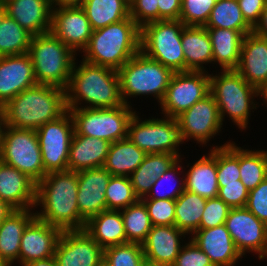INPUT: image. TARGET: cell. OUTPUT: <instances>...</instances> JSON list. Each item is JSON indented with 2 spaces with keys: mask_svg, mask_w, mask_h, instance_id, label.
<instances>
[{
  "mask_svg": "<svg viewBox=\"0 0 267 266\" xmlns=\"http://www.w3.org/2000/svg\"><path fill=\"white\" fill-rule=\"evenodd\" d=\"M78 172L65 170L49 172L36 184V218L66 230H83L86 220L79 214L77 204Z\"/></svg>",
  "mask_w": 267,
  "mask_h": 266,
  "instance_id": "1",
  "label": "cell"
},
{
  "mask_svg": "<svg viewBox=\"0 0 267 266\" xmlns=\"http://www.w3.org/2000/svg\"><path fill=\"white\" fill-rule=\"evenodd\" d=\"M74 63L68 86L65 89L66 107L113 108L123 105L118 71L95 65L82 59ZM82 101V102H81Z\"/></svg>",
  "mask_w": 267,
  "mask_h": 266,
  "instance_id": "2",
  "label": "cell"
},
{
  "mask_svg": "<svg viewBox=\"0 0 267 266\" xmlns=\"http://www.w3.org/2000/svg\"><path fill=\"white\" fill-rule=\"evenodd\" d=\"M1 108L5 126L37 130L67 111L65 90L37 83L16 95Z\"/></svg>",
  "mask_w": 267,
  "mask_h": 266,
  "instance_id": "3",
  "label": "cell"
},
{
  "mask_svg": "<svg viewBox=\"0 0 267 266\" xmlns=\"http://www.w3.org/2000/svg\"><path fill=\"white\" fill-rule=\"evenodd\" d=\"M141 28L128 17L94 30L82 51L86 62L119 70L140 51Z\"/></svg>",
  "mask_w": 267,
  "mask_h": 266,
  "instance_id": "4",
  "label": "cell"
},
{
  "mask_svg": "<svg viewBox=\"0 0 267 266\" xmlns=\"http://www.w3.org/2000/svg\"><path fill=\"white\" fill-rule=\"evenodd\" d=\"M210 93L214 97L221 122L224 117L232 120L242 131L247 129L251 110L256 109L254 97L263 94L250 85L236 70H221L216 75L209 74Z\"/></svg>",
  "mask_w": 267,
  "mask_h": 266,
  "instance_id": "5",
  "label": "cell"
},
{
  "mask_svg": "<svg viewBox=\"0 0 267 266\" xmlns=\"http://www.w3.org/2000/svg\"><path fill=\"white\" fill-rule=\"evenodd\" d=\"M33 62L36 82L66 89L76 60L71 48L51 31L35 35L28 52Z\"/></svg>",
  "mask_w": 267,
  "mask_h": 266,
  "instance_id": "6",
  "label": "cell"
},
{
  "mask_svg": "<svg viewBox=\"0 0 267 266\" xmlns=\"http://www.w3.org/2000/svg\"><path fill=\"white\" fill-rule=\"evenodd\" d=\"M173 74L171 69L139 51L118 70L123 103L131 106L129 97L153 94L160 104Z\"/></svg>",
  "mask_w": 267,
  "mask_h": 266,
  "instance_id": "7",
  "label": "cell"
},
{
  "mask_svg": "<svg viewBox=\"0 0 267 266\" xmlns=\"http://www.w3.org/2000/svg\"><path fill=\"white\" fill-rule=\"evenodd\" d=\"M78 135L99 138L109 143L127 138L130 120L136 113L123 104L113 108H67Z\"/></svg>",
  "mask_w": 267,
  "mask_h": 266,
  "instance_id": "8",
  "label": "cell"
},
{
  "mask_svg": "<svg viewBox=\"0 0 267 266\" xmlns=\"http://www.w3.org/2000/svg\"><path fill=\"white\" fill-rule=\"evenodd\" d=\"M185 25L180 20H160L141 28L140 51L173 72L185 71L181 34Z\"/></svg>",
  "mask_w": 267,
  "mask_h": 266,
  "instance_id": "9",
  "label": "cell"
},
{
  "mask_svg": "<svg viewBox=\"0 0 267 266\" xmlns=\"http://www.w3.org/2000/svg\"><path fill=\"white\" fill-rule=\"evenodd\" d=\"M0 160L26 174L36 184L47 174L44 170L36 130L3 125Z\"/></svg>",
  "mask_w": 267,
  "mask_h": 266,
  "instance_id": "10",
  "label": "cell"
},
{
  "mask_svg": "<svg viewBox=\"0 0 267 266\" xmlns=\"http://www.w3.org/2000/svg\"><path fill=\"white\" fill-rule=\"evenodd\" d=\"M127 137L146 153H169L182 157L179 145L185 140L176 118L164 116L142 121L135 113L130 120Z\"/></svg>",
  "mask_w": 267,
  "mask_h": 266,
  "instance_id": "11",
  "label": "cell"
},
{
  "mask_svg": "<svg viewBox=\"0 0 267 266\" xmlns=\"http://www.w3.org/2000/svg\"><path fill=\"white\" fill-rule=\"evenodd\" d=\"M46 173L68 170L70 143L74 122L67 110L62 116L36 130Z\"/></svg>",
  "mask_w": 267,
  "mask_h": 266,
  "instance_id": "12",
  "label": "cell"
},
{
  "mask_svg": "<svg viewBox=\"0 0 267 266\" xmlns=\"http://www.w3.org/2000/svg\"><path fill=\"white\" fill-rule=\"evenodd\" d=\"M209 93L208 72H174L166 94L159 105L164 116L176 118Z\"/></svg>",
  "mask_w": 267,
  "mask_h": 266,
  "instance_id": "13",
  "label": "cell"
},
{
  "mask_svg": "<svg viewBox=\"0 0 267 266\" xmlns=\"http://www.w3.org/2000/svg\"><path fill=\"white\" fill-rule=\"evenodd\" d=\"M227 231L242 256L258 254L259 260L267 250V225L246 207L231 208L225 221Z\"/></svg>",
  "mask_w": 267,
  "mask_h": 266,
  "instance_id": "14",
  "label": "cell"
},
{
  "mask_svg": "<svg viewBox=\"0 0 267 266\" xmlns=\"http://www.w3.org/2000/svg\"><path fill=\"white\" fill-rule=\"evenodd\" d=\"M184 140L194 139L203 146L221 131L222 122L217 103L209 93L176 117Z\"/></svg>",
  "mask_w": 267,
  "mask_h": 266,
  "instance_id": "15",
  "label": "cell"
},
{
  "mask_svg": "<svg viewBox=\"0 0 267 266\" xmlns=\"http://www.w3.org/2000/svg\"><path fill=\"white\" fill-rule=\"evenodd\" d=\"M54 257L58 266H96L104 249L83 229L62 231Z\"/></svg>",
  "mask_w": 267,
  "mask_h": 266,
  "instance_id": "16",
  "label": "cell"
},
{
  "mask_svg": "<svg viewBox=\"0 0 267 266\" xmlns=\"http://www.w3.org/2000/svg\"><path fill=\"white\" fill-rule=\"evenodd\" d=\"M50 31L75 53L87 47L93 32L81 6L52 8Z\"/></svg>",
  "mask_w": 267,
  "mask_h": 266,
  "instance_id": "17",
  "label": "cell"
},
{
  "mask_svg": "<svg viewBox=\"0 0 267 266\" xmlns=\"http://www.w3.org/2000/svg\"><path fill=\"white\" fill-rule=\"evenodd\" d=\"M36 84L29 53L0 56V107Z\"/></svg>",
  "mask_w": 267,
  "mask_h": 266,
  "instance_id": "18",
  "label": "cell"
},
{
  "mask_svg": "<svg viewBox=\"0 0 267 266\" xmlns=\"http://www.w3.org/2000/svg\"><path fill=\"white\" fill-rule=\"evenodd\" d=\"M111 176L104 167L78 172L77 204L86 221L107 210L105 193Z\"/></svg>",
  "mask_w": 267,
  "mask_h": 266,
  "instance_id": "19",
  "label": "cell"
},
{
  "mask_svg": "<svg viewBox=\"0 0 267 266\" xmlns=\"http://www.w3.org/2000/svg\"><path fill=\"white\" fill-rule=\"evenodd\" d=\"M62 230L38 218H34L24 229L19 252V264L54 256Z\"/></svg>",
  "mask_w": 267,
  "mask_h": 266,
  "instance_id": "20",
  "label": "cell"
},
{
  "mask_svg": "<svg viewBox=\"0 0 267 266\" xmlns=\"http://www.w3.org/2000/svg\"><path fill=\"white\" fill-rule=\"evenodd\" d=\"M235 70L264 94L267 90V39L254 32L245 35Z\"/></svg>",
  "mask_w": 267,
  "mask_h": 266,
  "instance_id": "21",
  "label": "cell"
},
{
  "mask_svg": "<svg viewBox=\"0 0 267 266\" xmlns=\"http://www.w3.org/2000/svg\"><path fill=\"white\" fill-rule=\"evenodd\" d=\"M186 233L176 226H152L146 240L142 243L145 261L147 264L171 266L181 250L182 237ZM181 239V241H180Z\"/></svg>",
  "mask_w": 267,
  "mask_h": 266,
  "instance_id": "22",
  "label": "cell"
},
{
  "mask_svg": "<svg viewBox=\"0 0 267 266\" xmlns=\"http://www.w3.org/2000/svg\"><path fill=\"white\" fill-rule=\"evenodd\" d=\"M211 260L214 266H235L243 257L235 246L226 225L198 229L190 236Z\"/></svg>",
  "mask_w": 267,
  "mask_h": 266,
  "instance_id": "23",
  "label": "cell"
},
{
  "mask_svg": "<svg viewBox=\"0 0 267 266\" xmlns=\"http://www.w3.org/2000/svg\"><path fill=\"white\" fill-rule=\"evenodd\" d=\"M0 200L14 209H34L36 183L18 169L0 160Z\"/></svg>",
  "mask_w": 267,
  "mask_h": 266,
  "instance_id": "24",
  "label": "cell"
},
{
  "mask_svg": "<svg viewBox=\"0 0 267 266\" xmlns=\"http://www.w3.org/2000/svg\"><path fill=\"white\" fill-rule=\"evenodd\" d=\"M5 7L7 14L33 36L50 32V0H12Z\"/></svg>",
  "mask_w": 267,
  "mask_h": 266,
  "instance_id": "25",
  "label": "cell"
},
{
  "mask_svg": "<svg viewBox=\"0 0 267 266\" xmlns=\"http://www.w3.org/2000/svg\"><path fill=\"white\" fill-rule=\"evenodd\" d=\"M110 143L74 132L69 150L68 170L80 172L103 167Z\"/></svg>",
  "mask_w": 267,
  "mask_h": 266,
  "instance_id": "26",
  "label": "cell"
},
{
  "mask_svg": "<svg viewBox=\"0 0 267 266\" xmlns=\"http://www.w3.org/2000/svg\"><path fill=\"white\" fill-rule=\"evenodd\" d=\"M30 209L13 210L0 225V260L19 263L21 238L24 229L36 217Z\"/></svg>",
  "mask_w": 267,
  "mask_h": 266,
  "instance_id": "27",
  "label": "cell"
},
{
  "mask_svg": "<svg viewBox=\"0 0 267 266\" xmlns=\"http://www.w3.org/2000/svg\"><path fill=\"white\" fill-rule=\"evenodd\" d=\"M185 190L205 199L218 196L217 147H212L208 155H203L185 172Z\"/></svg>",
  "mask_w": 267,
  "mask_h": 266,
  "instance_id": "28",
  "label": "cell"
},
{
  "mask_svg": "<svg viewBox=\"0 0 267 266\" xmlns=\"http://www.w3.org/2000/svg\"><path fill=\"white\" fill-rule=\"evenodd\" d=\"M185 71H204L203 64L213 63L210 36L204 26H185L181 34Z\"/></svg>",
  "mask_w": 267,
  "mask_h": 266,
  "instance_id": "29",
  "label": "cell"
},
{
  "mask_svg": "<svg viewBox=\"0 0 267 266\" xmlns=\"http://www.w3.org/2000/svg\"><path fill=\"white\" fill-rule=\"evenodd\" d=\"M103 249L126 243L120 210H104L91 217L84 229Z\"/></svg>",
  "mask_w": 267,
  "mask_h": 266,
  "instance_id": "30",
  "label": "cell"
},
{
  "mask_svg": "<svg viewBox=\"0 0 267 266\" xmlns=\"http://www.w3.org/2000/svg\"><path fill=\"white\" fill-rule=\"evenodd\" d=\"M206 29L211 39L213 62H217L221 70H235L245 34L232 29Z\"/></svg>",
  "mask_w": 267,
  "mask_h": 266,
  "instance_id": "31",
  "label": "cell"
},
{
  "mask_svg": "<svg viewBox=\"0 0 267 266\" xmlns=\"http://www.w3.org/2000/svg\"><path fill=\"white\" fill-rule=\"evenodd\" d=\"M178 159L176 155L169 153H147L143 162L128 176L139 199L148 194L158 177Z\"/></svg>",
  "mask_w": 267,
  "mask_h": 266,
  "instance_id": "32",
  "label": "cell"
},
{
  "mask_svg": "<svg viewBox=\"0 0 267 266\" xmlns=\"http://www.w3.org/2000/svg\"><path fill=\"white\" fill-rule=\"evenodd\" d=\"M147 153L139 149L128 137L110 143L103 167L112 176H130L143 162Z\"/></svg>",
  "mask_w": 267,
  "mask_h": 266,
  "instance_id": "33",
  "label": "cell"
},
{
  "mask_svg": "<svg viewBox=\"0 0 267 266\" xmlns=\"http://www.w3.org/2000/svg\"><path fill=\"white\" fill-rule=\"evenodd\" d=\"M81 7L93 31L130 17V4L126 0H84Z\"/></svg>",
  "mask_w": 267,
  "mask_h": 266,
  "instance_id": "34",
  "label": "cell"
},
{
  "mask_svg": "<svg viewBox=\"0 0 267 266\" xmlns=\"http://www.w3.org/2000/svg\"><path fill=\"white\" fill-rule=\"evenodd\" d=\"M206 200L196 193L185 190L175 200V226L187 235L196 232L200 226Z\"/></svg>",
  "mask_w": 267,
  "mask_h": 266,
  "instance_id": "35",
  "label": "cell"
},
{
  "mask_svg": "<svg viewBox=\"0 0 267 266\" xmlns=\"http://www.w3.org/2000/svg\"><path fill=\"white\" fill-rule=\"evenodd\" d=\"M204 27L232 29L245 35L253 32V28L244 19L237 0H217Z\"/></svg>",
  "mask_w": 267,
  "mask_h": 266,
  "instance_id": "36",
  "label": "cell"
},
{
  "mask_svg": "<svg viewBox=\"0 0 267 266\" xmlns=\"http://www.w3.org/2000/svg\"><path fill=\"white\" fill-rule=\"evenodd\" d=\"M240 180L248 191L267 178V150H248L239 146Z\"/></svg>",
  "mask_w": 267,
  "mask_h": 266,
  "instance_id": "37",
  "label": "cell"
},
{
  "mask_svg": "<svg viewBox=\"0 0 267 266\" xmlns=\"http://www.w3.org/2000/svg\"><path fill=\"white\" fill-rule=\"evenodd\" d=\"M33 35L6 14L0 23V56L29 52Z\"/></svg>",
  "mask_w": 267,
  "mask_h": 266,
  "instance_id": "38",
  "label": "cell"
},
{
  "mask_svg": "<svg viewBox=\"0 0 267 266\" xmlns=\"http://www.w3.org/2000/svg\"><path fill=\"white\" fill-rule=\"evenodd\" d=\"M120 211L126 233V243L142 244L152 228L146 205L139 199Z\"/></svg>",
  "mask_w": 267,
  "mask_h": 266,
  "instance_id": "39",
  "label": "cell"
},
{
  "mask_svg": "<svg viewBox=\"0 0 267 266\" xmlns=\"http://www.w3.org/2000/svg\"><path fill=\"white\" fill-rule=\"evenodd\" d=\"M107 210H122L136 203L135 194L128 176H111L105 193Z\"/></svg>",
  "mask_w": 267,
  "mask_h": 266,
  "instance_id": "40",
  "label": "cell"
},
{
  "mask_svg": "<svg viewBox=\"0 0 267 266\" xmlns=\"http://www.w3.org/2000/svg\"><path fill=\"white\" fill-rule=\"evenodd\" d=\"M235 142H227L217 147V181L231 183L240 180L239 146Z\"/></svg>",
  "mask_w": 267,
  "mask_h": 266,
  "instance_id": "41",
  "label": "cell"
},
{
  "mask_svg": "<svg viewBox=\"0 0 267 266\" xmlns=\"http://www.w3.org/2000/svg\"><path fill=\"white\" fill-rule=\"evenodd\" d=\"M181 160H182V158L180 157L172 166L169 167V169L166 172H164L162 175H160L158 177V179L151 186V190L148 192V194L145 197H142L141 199L176 200L185 191V177L181 178V180L177 177L182 172H184V171H180L183 169L182 165L179 164L182 162ZM179 172H181V173H179ZM176 178L179 181L176 180ZM164 181H165V183L168 181V184L166 185V187H168L169 181L170 182L172 181L173 183L175 182L174 186H172L173 188L169 187L170 191L166 192V189H165L166 187L164 186ZM172 182L170 184H173ZM176 184H177V186H176ZM161 188L165 189L164 192L161 191Z\"/></svg>",
  "mask_w": 267,
  "mask_h": 266,
  "instance_id": "42",
  "label": "cell"
},
{
  "mask_svg": "<svg viewBox=\"0 0 267 266\" xmlns=\"http://www.w3.org/2000/svg\"><path fill=\"white\" fill-rule=\"evenodd\" d=\"M104 259L111 266H145L142 244L125 243L104 249Z\"/></svg>",
  "mask_w": 267,
  "mask_h": 266,
  "instance_id": "43",
  "label": "cell"
},
{
  "mask_svg": "<svg viewBox=\"0 0 267 266\" xmlns=\"http://www.w3.org/2000/svg\"><path fill=\"white\" fill-rule=\"evenodd\" d=\"M217 0H182L179 20L185 26H204Z\"/></svg>",
  "mask_w": 267,
  "mask_h": 266,
  "instance_id": "44",
  "label": "cell"
},
{
  "mask_svg": "<svg viewBox=\"0 0 267 266\" xmlns=\"http://www.w3.org/2000/svg\"><path fill=\"white\" fill-rule=\"evenodd\" d=\"M148 210L152 226H175V200L141 199Z\"/></svg>",
  "mask_w": 267,
  "mask_h": 266,
  "instance_id": "45",
  "label": "cell"
},
{
  "mask_svg": "<svg viewBox=\"0 0 267 266\" xmlns=\"http://www.w3.org/2000/svg\"><path fill=\"white\" fill-rule=\"evenodd\" d=\"M231 208L220 198L206 200V205L201 216L199 229H208L225 224Z\"/></svg>",
  "mask_w": 267,
  "mask_h": 266,
  "instance_id": "46",
  "label": "cell"
},
{
  "mask_svg": "<svg viewBox=\"0 0 267 266\" xmlns=\"http://www.w3.org/2000/svg\"><path fill=\"white\" fill-rule=\"evenodd\" d=\"M218 198L223 200L230 208L246 206L249 191L241 180L231 183H218Z\"/></svg>",
  "mask_w": 267,
  "mask_h": 266,
  "instance_id": "47",
  "label": "cell"
},
{
  "mask_svg": "<svg viewBox=\"0 0 267 266\" xmlns=\"http://www.w3.org/2000/svg\"><path fill=\"white\" fill-rule=\"evenodd\" d=\"M129 4L130 17L140 28L159 21L158 0H132Z\"/></svg>",
  "mask_w": 267,
  "mask_h": 266,
  "instance_id": "48",
  "label": "cell"
},
{
  "mask_svg": "<svg viewBox=\"0 0 267 266\" xmlns=\"http://www.w3.org/2000/svg\"><path fill=\"white\" fill-rule=\"evenodd\" d=\"M182 246L171 266H214L210 258L192 240Z\"/></svg>",
  "mask_w": 267,
  "mask_h": 266,
  "instance_id": "49",
  "label": "cell"
},
{
  "mask_svg": "<svg viewBox=\"0 0 267 266\" xmlns=\"http://www.w3.org/2000/svg\"><path fill=\"white\" fill-rule=\"evenodd\" d=\"M245 207L267 225V178L249 191Z\"/></svg>",
  "mask_w": 267,
  "mask_h": 266,
  "instance_id": "50",
  "label": "cell"
},
{
  "mask_svg": "<svg viewBox=\"0 0 267 266\" xmlns=\"http://www.w3.org/2000/svg\"><path fill=\"white\" fill-rule=\"evenodd\" d=\"M246 22L254 28L259 22L261 14L267 5V0H237Z\"/></svg>",
  "mask_w": 267,
  "mask_h": 266,
  "instance_id": "51",
  "label": "cell"
},
{
  "mask_svg": "<svg viewBox=\"0 0 267 266\" xmlns=\"http://www.w3.org/2000/svg\"><path fill=\"white\" fill-rule=\"evenodd\" d=\"M182 0H158L159 21L179 20Z\"/></svg>",
  "mask_w": 267,
  "mask_h": 266,
  "instance_id": "52",
  "label": "cell"
},
{
  "mask_svg": "<svg viewBox=\"0 0 267 266\" xmlns=\"http://www.w3.org/2000/svg\"><path fill=\"white\" fill-rule=\"evenodd\" d=\"M253 32L265 39H267V5L264 8L259 22L254 26Z\"/></svg>",
  "mask_w": 267,
  "mask_h": 266,
  "instance_id": "53",
  "label": "cell"
},
{
  "mask_svg": "<svg viewBox=\"0 0 267 266\" xmlns=\"http://www.w3.org/2000/svg\"><path fill=\"white\" fill-rule=\"evenodd\" d=\"M52 8L81 6L84 0H50Z\"/></svg>",
  "mask_w": 267,
  "mask_h": 266,
  "instance_id": "54",
  "label": "cell"
},
{
  "mask_svg": "<svg viewBox=\"0 0 267 266\" xmlns=\"http://www.w3.org/2000/svg\"><path fill=\"white\" fill-rule=\"evenodd\" d=\"M21 266H58L57 261L54 256L46 258V259H41V260H36L32 261L29 263H25Z\"/></svg>",
  "mask_w": 267,
  "mask_h": 266,
  "instance_id": "55",
  "label": "cell"
},
{
  "mask_svg": "<svg viewBox=\"0 0 267 266\" xmlns=\"http://www.w3.org/2000/svg\"><path fill=\"white\" fill-rule=\"evenodd\" d=\"M13 210L15 209L11 207L7 202L0 200V225Z\"/></svg>",
  "mask_w": 267,
  "mask_h": 266,
  "instance_id": "56",
  "label": "cell"
},
{
  "mask_svg": "<svg viewBox=\"0 0 267 266\" xmlns=\"http://www.w3.org/2000/svg\"><path fill=\"white\" fill-rule=\"evenodd\" d=\"M7 14L5 5L0 4V23L2 22L4 16Z\"/></svg>",
  "mask_w": 267,
  "mask_h": 266,
  "instance_id": "57",
  "label": "cell"
},
{
  "mask_svg": "<svg viewBox=\"0 0 267 266\" xmlns=\"http://www.w3.org/2000/svg\"><path fill=\"white\" fill-rule=\"evenodd\" d=\"M3 125H4L3 111H2V108L0 107V140H1V132H2Z\"/></svg>",
  "mask_w": 267,
  "mask_h": 266,
  "instance_id": "58",
  "label": "cell"
},
{
  "mask_svg": "<svg viewBox=\"0 0 267 266\" xmlns=\"http://www.w3.org/2000/svg\"><path fill=\"white\" fill-rule=\"evenodd\" d=\"M96 266H111L104 258Z\"/></svg>",
  "mask_w": 267,
  "mask_h": 266,
  "instance_id": "59",
  "label": "cell"
},
{
  "mask_svg": "<svg viewBox=\"0 0 267 266\" xmlns=\"http://www.w3.org/2000/svg\"><path fill=\"white\" fill-rule=\"evenodd\" d=\"M0 266H12V264L11 263H8L6 261H1L0 260Z\"/></svg>",
  "mask_w": 267,
  "mask_h": 266,
  "instance_id": "60",
  "label": "cell"
},
{
  "mask_svg": "<svg viewBox=\"0 0 267 266\" xmlns=\"http://www.w3.org/2000/svg\"><path fill=\"white\" fill-rule=\"evenodd\" d=\"M263 101H264V103H266V105H267V90L264 92V94H263Z\"/></svg>",
  "mask_w": 267,
  "mask_h": 266,
  "instance_id": "61",
  "label": "cell"
},
{
  "mask_svg": "<svg viewBox=\"0 0 267 266\" xmlns=\"http://www.w3.org/2000/svg\"><path fill=\"white\" fill-rule=\"evenodd\" d=\"M10 1H12V0H0V4L6 5Z\"/></svg>",
  "mask_w": 267,
  "mask_h": 266,
  "instance_id": "62",
  "label": "cell"
},
{
  "mask_svg": "<svg viewBox=\"0 0 267 266\" xmlns=\"http://www.w3.org/2000/svg\"><path fill=\"white\" fill-rule=\"evenodd\" d=\"M267 257V250H266V253H265V255L263 256V258L261 259V260H263L264 258H266ZM267 259V258H266Z\"/></svg>",
  "mask_w": 267,
  "mask_h": 266,
  "instance_id": "63",
  "label": "cell"
},
{
  "mask_svg": "<svg viewBox=\"0 0 267 266\" xmlns=\"http://www.w3.org/2000/svg\"><path fill=\"white\" fill-rule=\"evenodd\" d=\"M145 266H160V265H151V264H147Z\"/></svg>",
  "mask_w": 267,
  "mask_h": 266,
  "instance_id": "64",
  "label": "cell"
}]
</instances>
